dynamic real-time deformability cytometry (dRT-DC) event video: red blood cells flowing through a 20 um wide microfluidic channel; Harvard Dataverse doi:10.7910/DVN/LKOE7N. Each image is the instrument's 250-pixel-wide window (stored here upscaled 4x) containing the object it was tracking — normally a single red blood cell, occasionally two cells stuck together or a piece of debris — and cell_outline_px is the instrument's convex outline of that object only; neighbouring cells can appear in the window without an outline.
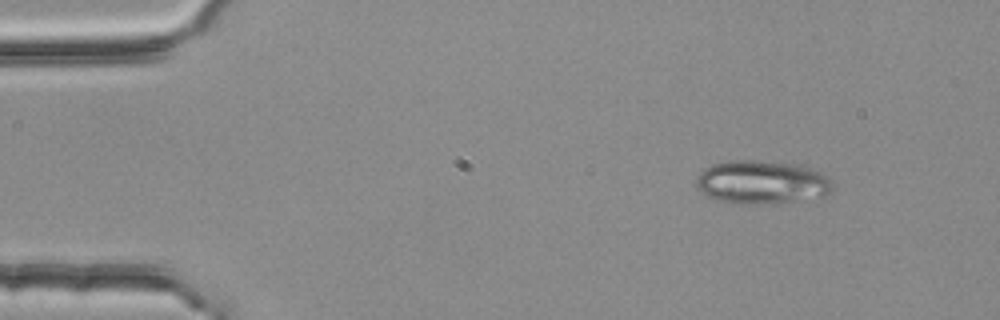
{"species": "common noctule bat (a hibernating species)", "species_latin": "Nyctalus noctula", "temperature_condition": "room temperature", "stored_images_in_passage": 3, "camera_frame_rate_fps": 3000, "um_per_image_px": 0.085, "animal": {"sex": "female", "body_mass_g": 25.1}, "frame": {"image": 1, "passage_image": 1, "time_ms": 0.0, "image_size_px": [1000, 320], "cell_outline_px": [[832, 188], [824, 196], [792, 200], [756, 204], [736, 204], [720, 200], [708, 196], [696, 188], [696, 180], [700, 172], [712, 164], [728, 160], [756, 160], [796, 164], [812, 168], [828, 176], [832, 180]], "centroid_in_image_um": [64.73, 15.47], "position_along_channel_um": 20.3, "area_um2": 34.28}}